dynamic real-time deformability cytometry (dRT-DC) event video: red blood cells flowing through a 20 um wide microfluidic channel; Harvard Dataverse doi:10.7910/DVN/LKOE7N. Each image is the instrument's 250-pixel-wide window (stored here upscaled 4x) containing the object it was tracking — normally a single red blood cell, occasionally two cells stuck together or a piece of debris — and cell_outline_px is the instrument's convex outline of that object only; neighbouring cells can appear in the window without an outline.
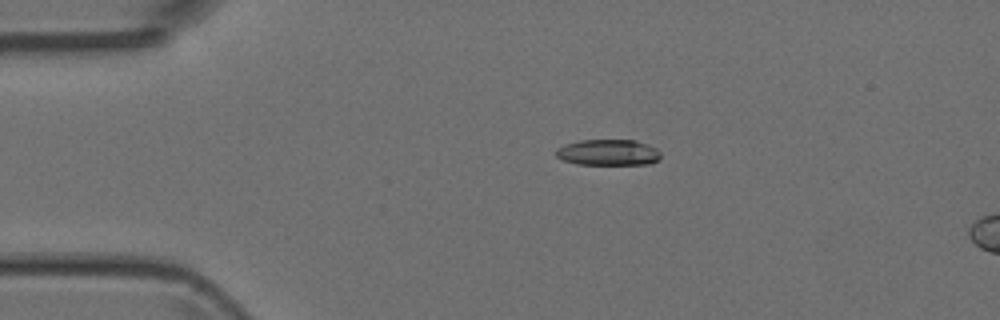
{"species": "Egyptian fruit bat (a non-hibernating species)", "species_latin": "Rousettus aegyptiacus", "temperature_condition": "room temperature", "stored_images_in_passage": 5, "camera_frame_rate_fps": 3000, "um_per_image_px": 0.085, "animal": {"sex": "female"}, "frame": {"image": 1, "passage_image": 4, "time_ms": 3.333, "image_size_px": [1000, 320], "cell_outline_px": [[660, 160], [648, 164], [576, 164], [564, 160], [556, 156], [556, 148], [564, 144], [580, 140], [636, 140], [648, 144], [656, 148], [660, 152]], "centroid_in_image_um": [51.71, 12.95], "position_along_channel_um": 33.3, "area_um2": 15.95}}